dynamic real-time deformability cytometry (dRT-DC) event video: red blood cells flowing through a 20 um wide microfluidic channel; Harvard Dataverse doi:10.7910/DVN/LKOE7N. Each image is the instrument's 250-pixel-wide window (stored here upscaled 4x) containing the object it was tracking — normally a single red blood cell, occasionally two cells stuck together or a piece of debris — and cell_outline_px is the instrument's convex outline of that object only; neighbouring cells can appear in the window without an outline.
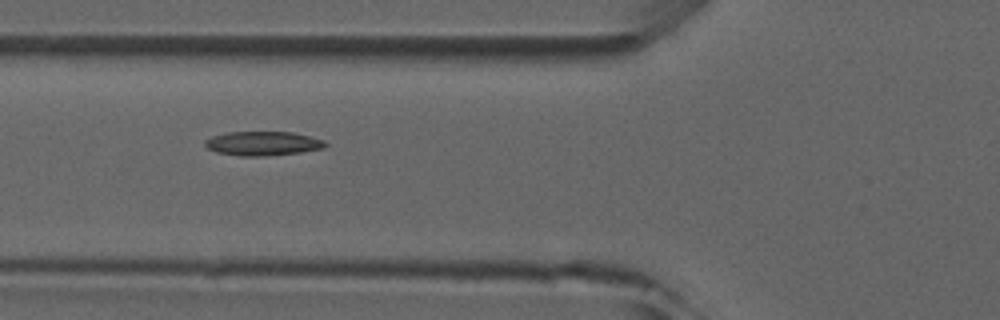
{"species": "common noctule bat (a hibernating species)", "species_latin": "Nyctalus noctula", "temperature_condition": "room temperature", "stored_images_in_passage": 9, "camera_frame_rate_fps": 3000, "um_per_image_px": 0.085, "animal": {"sex": "male", "forearm_length_mm": 52.5}, "frame": {"image": 1, "passage_image": 6, "time_ms": 5.667, "image_size_px": [1000, 320], "cell_outline_px": [[328, 144], [324, 148], [300, 152], [264, 156], [240, 156], [216, 152], [208, 148], [204, 144], [204, 140], [212, 136], [228, 132], [292, 132], [324, 140]], "centroid_in_image_um": [22.32, 12.19], "position_along_channel_um": 103.5, "area_um2": 16.88}}
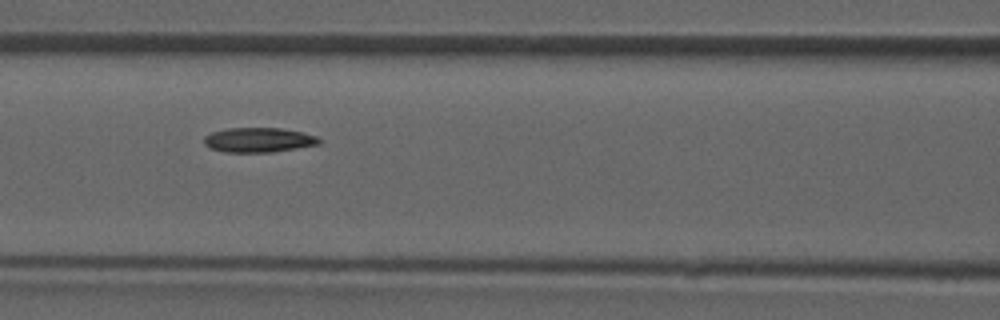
{"frame": {"image": 2, "passage_image": 7, "time_ms": 6.667, "image_size_px": [1000, 320], "cell_outline_px": [[320, 144], [272, 152], [224, 152], [208, 148], [204, 144], [204, 136], [212, 132], [228, 128], [280, 128], [300, 132], [316, 136], [320, 140]], "centroid_in_image_um": [21.93, 11.9], "position_along_channel_um": 144.7, "area_um2": 16.47}}